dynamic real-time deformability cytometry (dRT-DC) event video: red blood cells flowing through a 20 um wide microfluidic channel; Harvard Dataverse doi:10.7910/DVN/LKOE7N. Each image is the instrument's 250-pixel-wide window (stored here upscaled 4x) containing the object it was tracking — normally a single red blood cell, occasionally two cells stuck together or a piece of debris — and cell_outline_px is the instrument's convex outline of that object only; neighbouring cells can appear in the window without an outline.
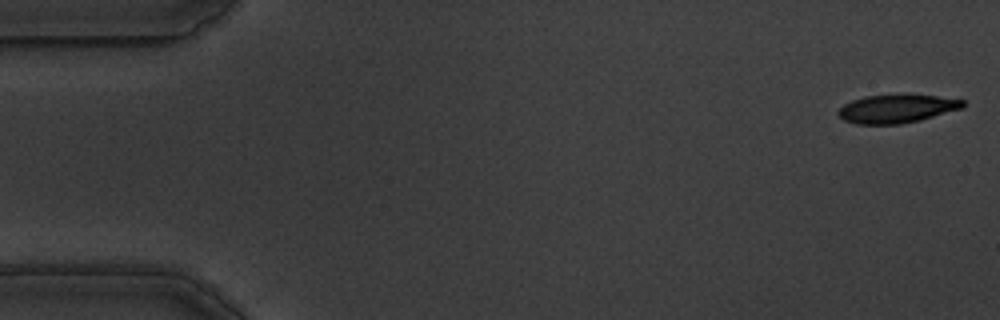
{"species": "common noctule bat (a hibernating species)", "species_latin": "Nyctalus noctula", "temperature_condition": "warm", "stored_images_in_passage": 57, "camera_frame_rate_fps": 3000, "um_per_image_px": 0.085, "animal": {"sex": "male", "body_mass_g": 19.5, "forearm_length_mm": 54.6}, "frame": {"image": 1, "passage_image": 1, "time_ms": 0.0, "image_size_px": [1000, 320], "cell_outline_px": [[964, 108], [920, 120], [900, 124], [856, 124], [844, 120], [836, 112], [844, 104], [852, 100], [864, 96], [904, 92], [936, 96], [964, 100]], "centroid_in_image_um": [76.23, 9.2], "position_along_channel_um": 8.8, "area_um2": 21.21}}
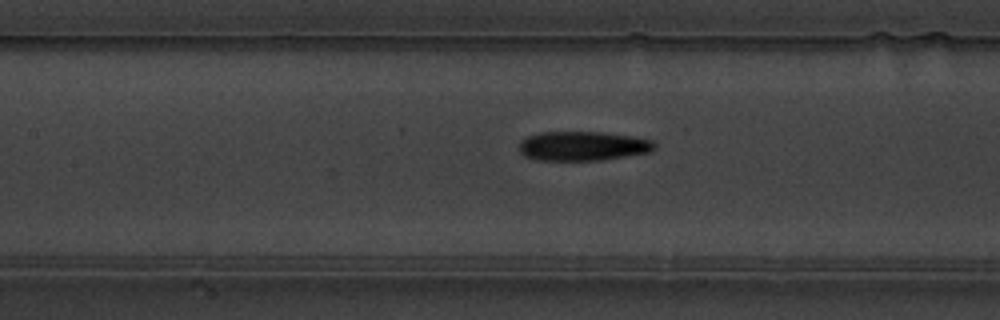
{"frame": {"image": 2, "passage_image": 25, "time_ms": 8.0, "image_size_px": [1000, 320], "cell_outline_px": [[656, 148], [652, 152], [604, 160], [536, 160], [524, 156], [520, 152], [520, 140], [528, 136], [540, 132], [600, 132], [632, 136], [652, 140], [656, 144]], "centroid_in_image_um": [49.56, 12.42], "position_along_channel_um": 157.8, "area_um2": 23.35}}
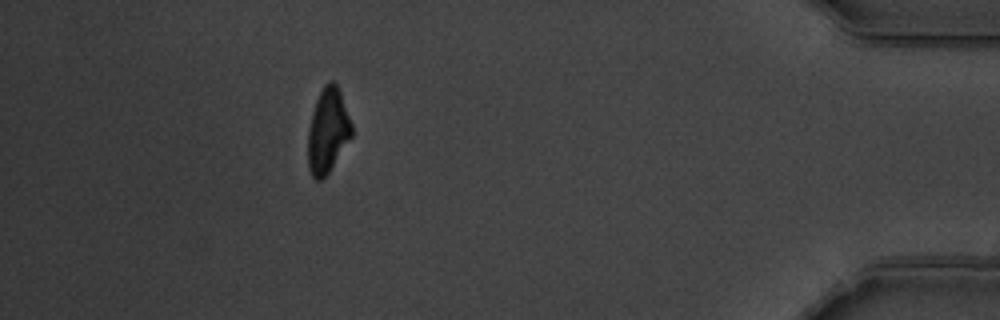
{"frame": {"image": 3, "passage_image": 51, "time_ms": 16.667, "image_size_px": [1000, 320], "cell_outline_px": [[352, 136], [328, 172], [320, 180], [316, 180], [312, 176], [308, 168], [308, 128], [312, 112], [316, 100], [324, 84], [328, 80], [332, 80], [336, 84], [340, 92], [352, 124]], "centroid_in_image_um": [27.85, 11.09], "position_along_channel_um": 407.4, "area_um2": 21.39}, "authors_computed_cell_mechanics": {"area_um2": 22.5998, "velocity_mm_per_s": 3.4963, "shape_relaxation_time_tau1_ms": 3.4946, "shape_relaxation_time_tau2_ms": 9.7019, "deformation_change_tau1": 0.1644, "deformation_change_tau2": 0.2234}}